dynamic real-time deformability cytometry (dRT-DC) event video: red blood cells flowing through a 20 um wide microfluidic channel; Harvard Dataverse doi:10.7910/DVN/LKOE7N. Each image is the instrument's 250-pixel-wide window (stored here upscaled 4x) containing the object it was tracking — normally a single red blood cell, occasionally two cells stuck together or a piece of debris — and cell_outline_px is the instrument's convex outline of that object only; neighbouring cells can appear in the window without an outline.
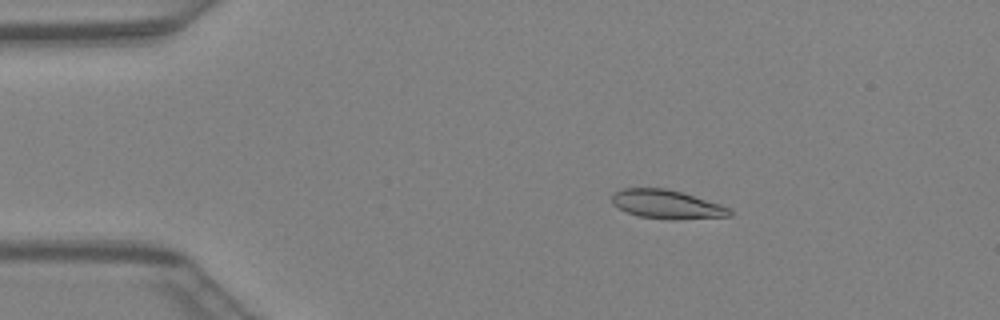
{"species": "Egyptian fruit bat (a non-hibernating species)", "species_latin": "Rousettus aegyptiacus", "temperature_condition": "warm", "stored_images_in_passage": 43, "camera_frame_rate_fps": 3000, "um_per_image_px": 0.085, "animal": {"sex": "female"}, "frame": {"image": 1, "passage_image": 8, "time_ms": 2.333, "image_size_px": [1000, 320], "cell_outline_px": [[732, 216], [672, 220], [664, 220], [640, 216], [628, 212], [612, 204], [612, 196], [616, 192], [624, 188], [664, 188], [680, 192], [720, 204], [728, 208], [732, 212]], "centroid_in_image_um": [56.68, 17.38], "position_along_channel_um": 28.3, "area_um2": 19.54}}
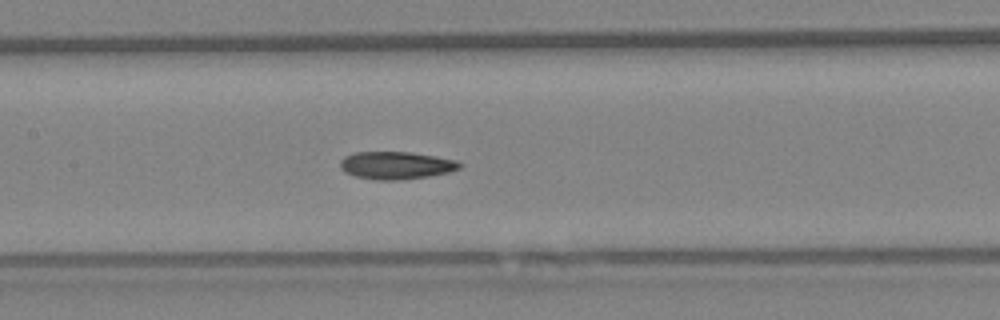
{"frame": {"image": 2, "passage_image": 21, "time_ms": 6.667, "image_size_px": [1000, 320], "cell_outline_px": [[464, 164], [460, 168], [448, 172], [428, 176], [400, 180], [376, 180], [356, 176], [344, 172], [340, 168], [340, 160], [344, 156], [356, 152], [412, 152], [436, 156], [456, 160]], "centroid_in_image_um": [33.67, 14.05], "position_along_channel_um": 173.7, "area_um2": 19.31}}
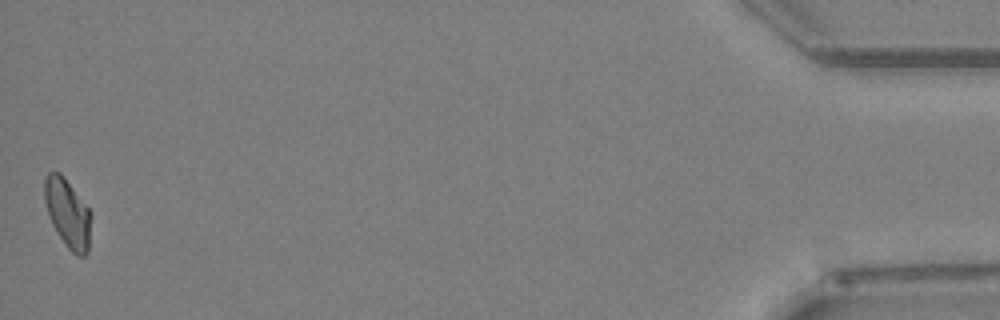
{"frame": {"image": 3, "passage_image": 43, "time_ms": 14.0, "image_size_px": [1000, 320], "cell_outline_px": [[92, 216], [88, 252], [84, 256], [76, 256], [68, 248], [52, 224], [44, 200], [44, 180], [48, 172], [60, 172], [64, 176], [92, 212]], "centroid_in_image_um": [5.78, 18.12], "position_along_channel_um": 429.4, "area_um2": 18.73}}